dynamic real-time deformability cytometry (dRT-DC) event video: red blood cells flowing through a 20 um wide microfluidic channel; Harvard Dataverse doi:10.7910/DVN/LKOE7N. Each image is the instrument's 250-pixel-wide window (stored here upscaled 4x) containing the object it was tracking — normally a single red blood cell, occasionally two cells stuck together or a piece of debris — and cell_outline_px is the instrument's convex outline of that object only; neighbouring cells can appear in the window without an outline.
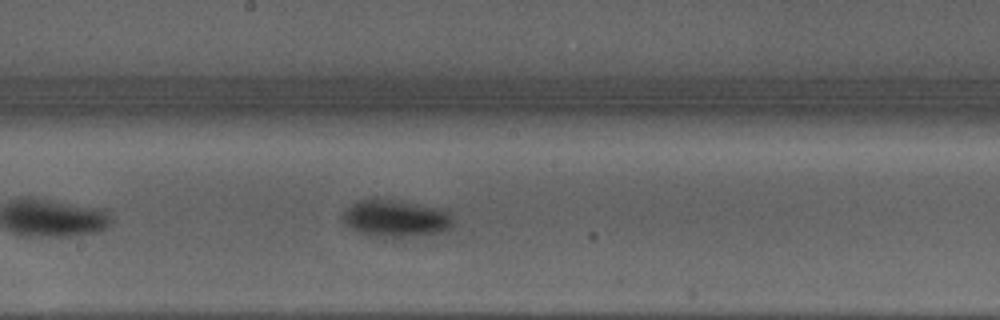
{"species": "Egyptian fruit bat (a non-hibernating species)", "species_latin": "Rousettus aegyptiacus", "temperature_condition": "warm", "stored_images_in_passage": 32, "camera_frame_rate_fps": 3000, "um_per_image_px": 0.085, "animal": {"sex": "male"}, "frame": {"image": 1, "passage_image": 14, "time_ms": 4.333, "image_size_px": [1000, 320], "cell_outline_px": [[452, 224], [448, 228], [440, 232], [392, 240], [384, 240], [368, 236], [356, 232], [344, 224], [340, 216], [344, 208], [356, 200], [368, 196], [372, 196], [448, 208], [452, 216]], "centroid_in_image_um": [33.55, 18.55], "position_along_channel_um": 214.7, "area_um2": 25.78}, "authors_computed_cell_mechanics": {"area_um2": 23.6402, "velocity_mm_per_s": 4.2669, "shape_relaxation_time_tau1_ms": 2.1593, "shape_relaxation_time_tau2_ms": null, "deformation_change_tau1": 0.1194, "deformation_change_tau2": null}}